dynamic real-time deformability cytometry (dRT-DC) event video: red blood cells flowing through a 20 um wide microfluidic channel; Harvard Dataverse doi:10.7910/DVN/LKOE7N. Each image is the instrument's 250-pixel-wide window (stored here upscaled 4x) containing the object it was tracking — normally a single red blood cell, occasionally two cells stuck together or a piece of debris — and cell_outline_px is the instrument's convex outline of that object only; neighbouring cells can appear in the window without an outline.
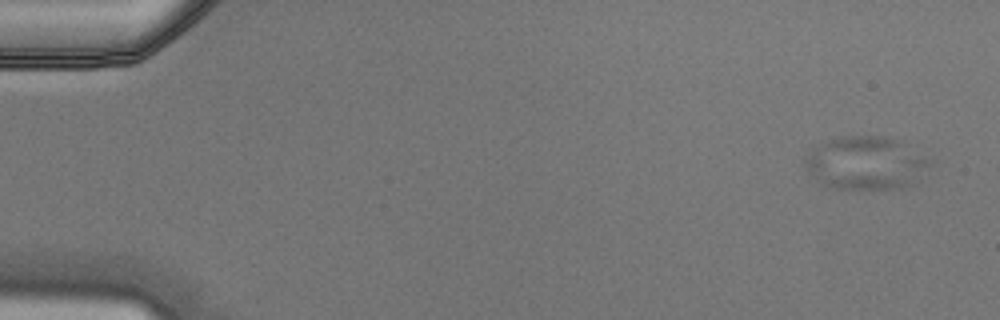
{"species": "Egyptian fruit bat (a non-hibernating species)", "species_latin": "Rousettus aegyptiacus", "temperature_condition": "cold", "stored_images_in_passage": 5, "camera_frame_rate_fps": 3000, "um_per_image_px": 0.085, "animal": {"sex": "male"}, "frame": {"image": 1, "passage_image": 1, "time_ms": 0.0, "image_size_px": [1000, 320], "cell_outline_px": [[936, 160], [932, 164], [908, 184], [900, 188], [828, 188], [816, 180], [808, 172], [804, 164], [804, 160], [808, 148], [828, 140], [844, 136], [884, 136]], "centroid_in_image_um": [73.5, 13.84], "position_along_channel_um": 11.5, "area_um2": 38.26}}